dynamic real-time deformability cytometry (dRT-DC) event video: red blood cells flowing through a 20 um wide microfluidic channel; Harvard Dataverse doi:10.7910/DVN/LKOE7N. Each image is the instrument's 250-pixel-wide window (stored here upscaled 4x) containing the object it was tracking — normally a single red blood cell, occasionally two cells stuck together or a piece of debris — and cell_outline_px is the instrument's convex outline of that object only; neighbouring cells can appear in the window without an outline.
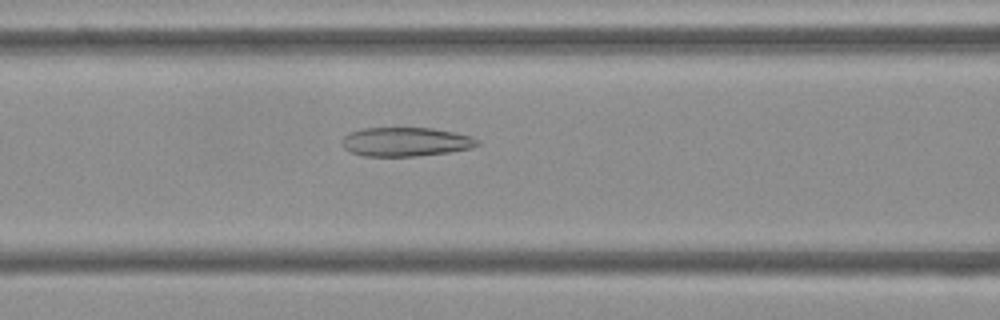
{"species": "Egyptian fruit bat (a non-hibernating species)", "species_latin": "Rousettus aegyptiacus", "temperature_condition": "cold", "stored_images_in_passage": 54, "camera_frame_rate_fps": 3000, "um_per_image_px": 0.085, "frame": {"image": 1, "passage_image": 22, "time_ms": 7.0, "image_size_px": [1000, 320], "cell_outline_px": [[480, 144], [472, 148], [448, 152], [416, 156], [364, 156], [352, 152], [344, 148], [340, 144], [340, 140], [348, 132], [364, 128], [432, 128], [472, 136], [480, 140]], "centroid_in_image_um": [34.46, 12.05], "position_along_channel_um": 132.1, "area_um2": 23.0}}
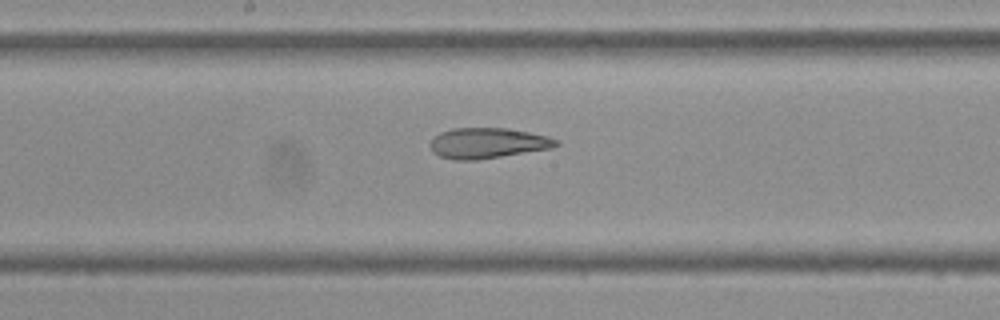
{"frame": {"image": 2, "passage_image": 28, "time_ms": 9.0, "image_size_px": [1000, 320], "cell_outline_px": [[560, 144], [552, 148], [476, 160], [452, 160], [440, 156], [432, 152], [428, 144], [440, 132], [452, 128], [504, 128], [528, 132], [548, 136], [556, 140]], "centroid_in_image_um": [41.41, 12.17], "position_along_channel_um": 206.8, "area_um2": 22.31}}
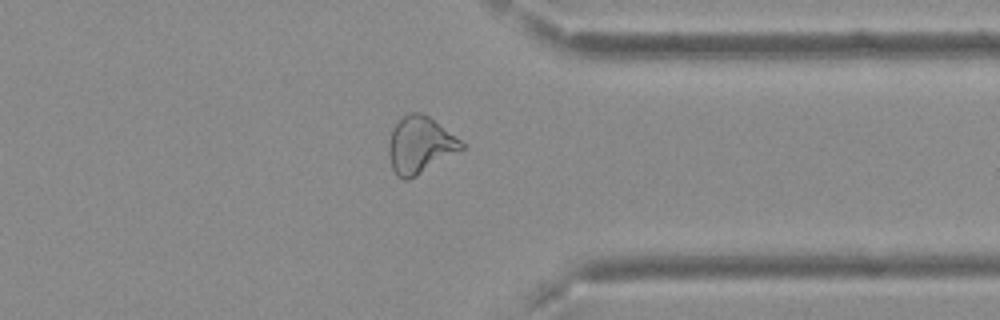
{"frame": {"image": 3, "passage_image": 42, "time_ms": 13.667, "image_size_px": [1000, 320], "cell_outline_px": [[464, 148], [416, 176], [408, 180], [404, 180], [396, 176], [392, 168], [388, 156], [388, 144], [392, 128], [396, 120], [408, 112], [424, 112], [460, 140], [464, 144]], "centroid_in_image_um": [35.64, 12.3], "position_along_channel_um": 375.8, "area_um2": 24.22}, "authors_computed_cell_mechanics": {"area_um2": 25.6343, "velocity_mm_per_s": 3.7283, "shape_relaxation_time_tau1_ms": null, "shape_relaxation_time_tau2_ms": 2.4254, "deformation_change_tau1": null, "deformation_change_tau2": 0.1002}}